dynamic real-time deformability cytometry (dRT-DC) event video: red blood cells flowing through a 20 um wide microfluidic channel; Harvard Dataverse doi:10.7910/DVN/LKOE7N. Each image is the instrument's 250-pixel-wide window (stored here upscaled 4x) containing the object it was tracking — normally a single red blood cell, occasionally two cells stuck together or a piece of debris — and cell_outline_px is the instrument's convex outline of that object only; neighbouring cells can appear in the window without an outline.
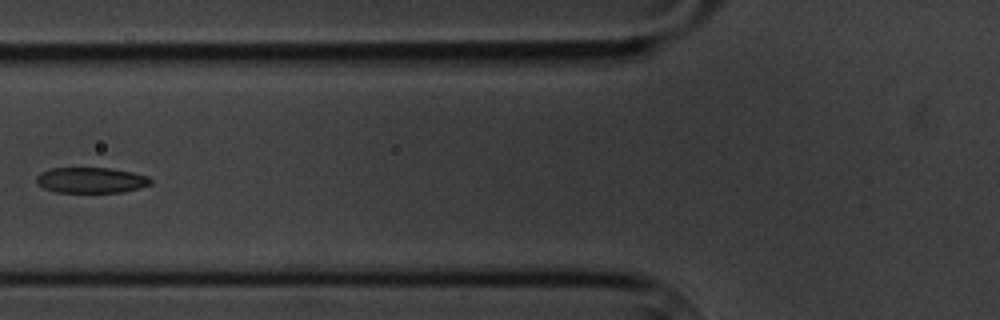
{"species": "common noctule bat (a hibernating species)", "species_latin": "Nyctalus noctula", "temperature_condition": "cold", "stored_images_in_passage": 9, "camera_frame_rate_fps": 3000, "um_per_image_px": 0.085, "animal": {"sex": "male", "body_mass_g": 20.1, "forearm_length_mm": 53.5}, "frame": {"image": 1, "passage_image": 7, "time_ms": 7.333, "image_size_px": [1000, 320], "cell_outline_px": [[152, 184], [140, 188], [120, 192], [56, 192], [44, 188], [36, 184], [36, 176], [40, 172], [52, 168], [112, 168], [132, 172], [148, 176], [152, 180]], "centroid_in_image_um": [7.74, 15.31], "position_along_channel_um": 118.1, "area_um2": 17.17}}
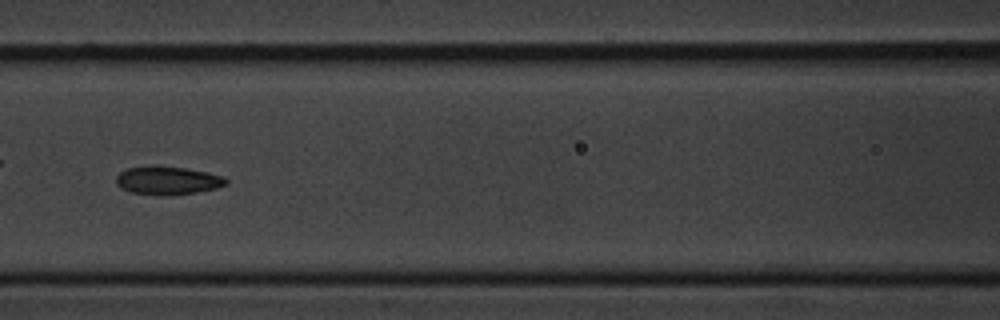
{"frame": {"image": 2, "passage_image": 8, "time_ms": 8.333, "image_size_px": [1000, 320], "cell_outline_px": [[228, 184], [216, 188], [196, 192], [132, 192], [120, 188], [116, 184], [116, 176], [120, 172], [128, 168], [152, 164], [184, 168], [208, 172], [224, 176], [228, 180]], "centroid_in_image_um": [14.26, 15.26], "position_along_channel_um": 152.3, "area_um2": 17.46}}
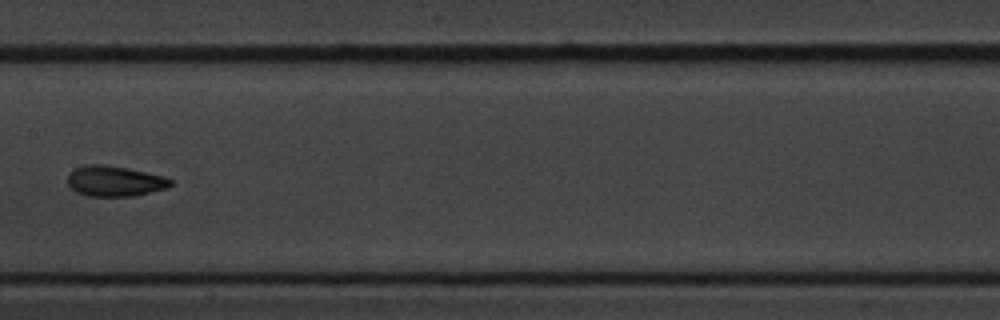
{"frame": {"image": 3, "passage_image": 9, "time_ms": 9.667, "image_size_px": [1000, 320], "cell_outline_px": [[172, 184], [168, 188], [136, 196], [88, 196], [76, 192], [68, 184], [68, 176], [76, 168], [88, 164], [104, 164], [128, 168], [164, 176], [172, 180]], "centroid_in_image_um": [9.78, 15.4], "position_along_channel_um": 197.6, "area_um2": 18.32}}